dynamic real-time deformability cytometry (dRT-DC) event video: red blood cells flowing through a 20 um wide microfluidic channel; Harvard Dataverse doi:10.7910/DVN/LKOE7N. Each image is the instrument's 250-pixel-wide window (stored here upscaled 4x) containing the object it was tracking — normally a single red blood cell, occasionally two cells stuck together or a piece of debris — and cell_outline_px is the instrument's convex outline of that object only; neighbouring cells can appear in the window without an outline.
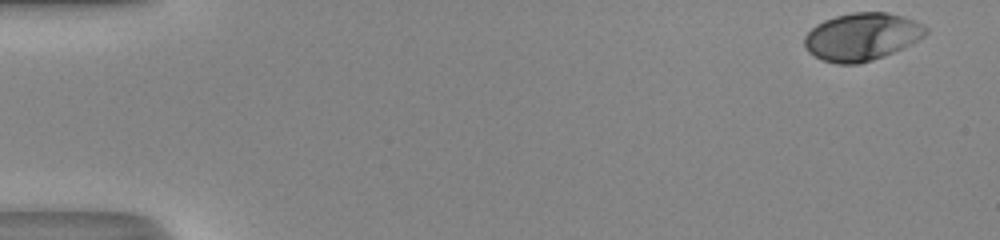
{"species": "human", "species_latin": "Homo sapiens", "temperature_condition": "room temperature", "stored_images_in_passage": 14, "camera_frame_rate_fps": 3000, "um_per_image_px": 0.085, "donor": {"sex": "male"}, "frame": {"image": 1, "passage_image": 1, "time_ms": 0.0, "image_size_px": [1000, 240], "cell_outline_px": [[928, 32], [924, 36], [884, 56], [872, 60], [856, 64], [836, 64], [820, 60], [808, 52], [804, 48], [804, 36], [816, 24], [824, 20], [836, 16], [852, 12], [888, 12], [924, 24], [928, 28]], "centroid_in_image_um": [73.2, 3.13], "position_along_channel_um": 11.8, "area_um2": 33.58}}
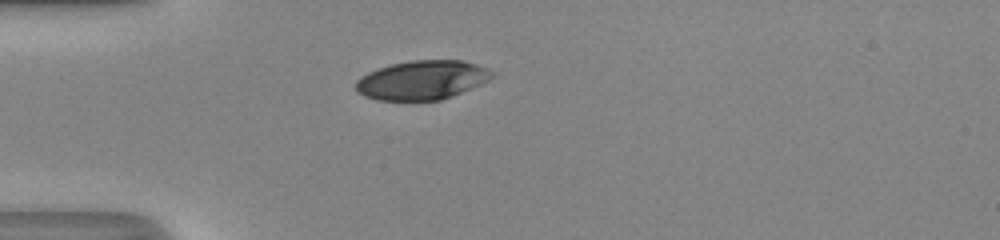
{"frame": {"image": 2, "passage_image": 14, "time_ms": 4.333, "image_size_px": [1000, 240], "cell_outline_px": [[496, 72], [488, 80], [480, 84], [452, 96], [440, 100], [376, 100], [364, 96], [356, 92], [356, 80], [360, 76], [368, 72], [392, 64], [412, 60], [460, 60], [476, 64], [488, 68]], "centroid_in_image_um": [35.86, 6.8], "position_along_channel_um": 49.1, "area_um2": 30.98}}